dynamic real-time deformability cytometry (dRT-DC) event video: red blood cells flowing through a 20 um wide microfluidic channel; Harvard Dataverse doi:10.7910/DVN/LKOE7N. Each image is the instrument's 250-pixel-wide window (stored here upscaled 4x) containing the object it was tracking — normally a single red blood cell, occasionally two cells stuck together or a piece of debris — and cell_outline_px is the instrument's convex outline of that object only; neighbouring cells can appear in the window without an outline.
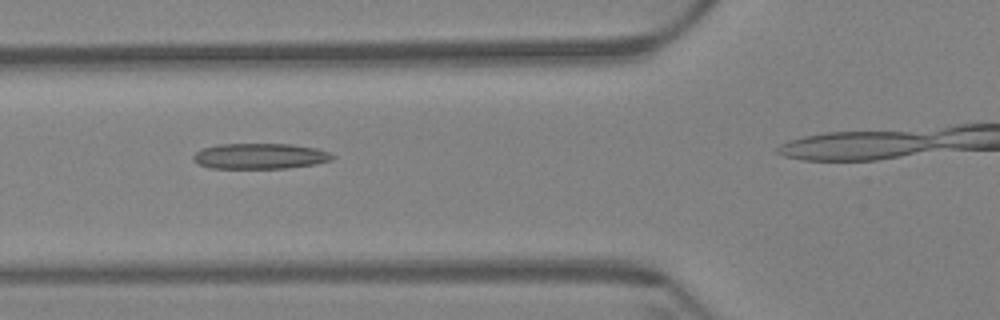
{"species": "Egyptian fruit bat (a non-hibernating species)", "species_latin": "Rousettus aegyptiacus", "temperature_condition": "warm", "stored_images_in_passage": 10, "camera_frame_rate_fps": 3000, "um_per_image_px": 0.085, "animal": {"sex": "female"}, "frame": {"image": 1, "passage_image": 4, "time_ms": 1.0, "image_size_px": [1000, 320], "cell_outline_px": [[336, 156], [332, 160], [316, 164], [288, 168], [208, 168], [200, 164], [192, 156], [196, 152], [204, 148], [216, 144], [292, 144], [316, 148], [328, 152]], "centroid_in_image_um": [22.14, 13.27], "position_along_channel_um": 103.7, "area_um2": 20.75}}
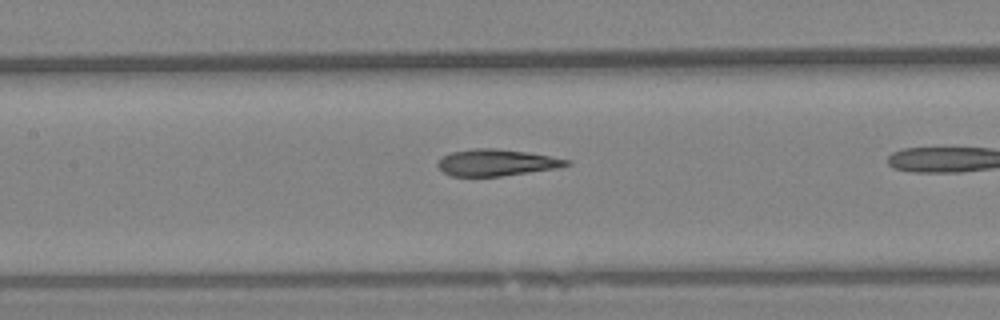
{"frame": {"image": 2, "passage_image": 6, "time_ms": 1.667, "image_size_px": [1000, 320], "cell_outline_px": [[572, 164], [560, 168], [500, 176], [452, 176], [444, 172], [436, 164], [444, 156], [452, 152], [476, 148], [496, 148], [528, 152], [572, 160]], "centroid_in_image_um": [42.27, 13.82], "position_along_channel_um": 165.1, "area_um2": 19.94}}
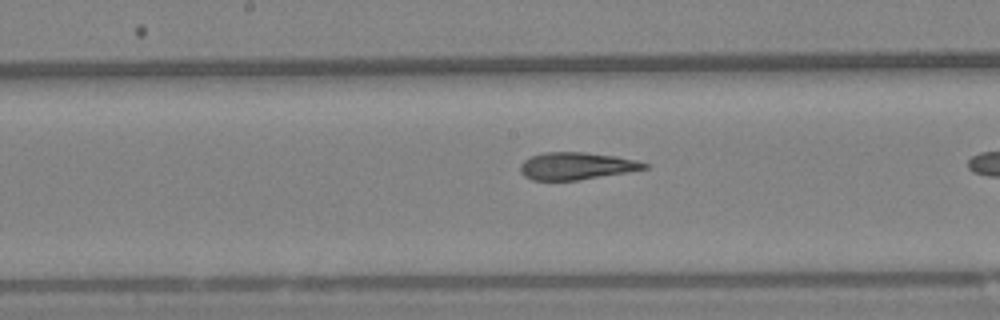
{"frame": {"image": 3, "passage_image": 9, "time_ms": 2.667, "image_size_px": [1000, 320], "cell_outline_px": [[648, 168], [628, 172], [576, 180], [532, 180], [524, 176], [520, 172], [520, 164], [524, 160], [532, 156], [544, 152], [584, 152], [616, 156], [636, 160], [648, 164]], "centroid_in_image_um": [48.98, 14.1], "position_along_channel_um": 199.2, "area_um2": 19.65}}